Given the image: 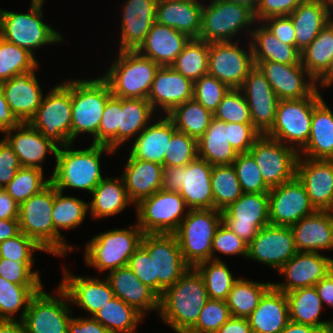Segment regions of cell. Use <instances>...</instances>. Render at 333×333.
<instances>
[{"label":"cell","instance_id":"obj_43","mask_svg":"<svg viewBox=\"0 0 333 333\" xmlns=\"http://www.w3.org/2000/svg\"><path fill=\"white\" fill-rule=\"evenodd\" d=\"M286 296L290 321L320 328L328 333L331 320H320L323 303L315 286L288 292Z\"/></svg>","mask_w":333,"mask_h":333},{"label":"cell","instance_id":"obj_45","mask_svg":"<svg viewBox=\"0 0 333 333\" xmlns=\"http://www.w3.org/2000/svg\"><path fill=\"white\" fill-rule=\"evenodd\" d=\"M154 109L147 99L122 98L120 111L119 147L138 136L155 117Z\"/></svg>","mask_w":333,"mask_h":333},{"label":"cell","instance_id":"obj_28","mask_svg":"<svg viewBox=\"0 0 333 333\" xmlns=\"http://www.w3.org/2000/svg\"><path fill=\"white\" fill-rule=\"evenodd\" d=\"M3 134V139L18 156L22 167L43 170L41 165L45 162L48 152L52 153L54 158L56 157L58 146L29 123H20Z\"/></svg>","mask_w":333,"mask_h":333},{"label":"cell","instance_id":"obj_33","mask_svg":"<svg viewBox=\"0 0 333 333\" xmlns=\"http://www.w3.org/2000/svg\"><path fill=\"white\" fill-rule=\"evenodd\" d=\"M190 39L174 28L155 22L137 51L159 66H171Z\"/></svg>","mask_w":333,"mask_h":333},{"label":"cell","instance_id":"obj_17","mask_svg":"<svg viewBox=\"0 0 333 333\" xmlns=\"http://www.w3.org/2000/svg\"><path fill=\"white\" fill-rule=\"evenodd\" d=\"M248 50L239 45V40L209 43L208 74L214 76L230 89H240L255 66L251 44Z\"/></svg>","mask_w":333,"mask_h":333},{"label":"cell","instance_id":"obj_20","mask_svg":"<svg viewBox=\"0 0 333 333\" xmlns=\"http://www.w3.org/2000/svg\"><path fill=\"white\" fill-rule=\"evenodd\" d=\"M333 271V258L318 252H297L277 272L285 282L272 285L285 294L300 288L313 287Z\"/></svg>","mask_w":333,"mask_h":333},{"label":"cell","instance_id":"obj_71","mask_svg":"<svg viewBox=\"0 0 333 333\" xmlns=\"http://www.w3.org/2000/svg\"><path fill=\"white\" fill-rule=\"evenodd\" d=\"M19 205L9 196V194L0 188V219H18Z\"/></svg>","mask_w":333,"mask_h":333},{"label":"cell","instance_id":"obj_54","mask_svg":"<svg viewBox=\"0 0 333 333\" xmlns=\"http://www.w3.org/2000/svg\"><path fill=\"white\" fill-rule=\"evenodd\" d=\"M50 182V178L46 179L44 177L43 170L21 167L17 170L12 181L5 186L4 190L20 205L34 194L39 193Z\"/></svg>","mask_w":333,"mask_h":333},{"label":"cell","instance_id":"obj_23","mask_svg":"<svg viewBox=\"0 0 333 333\" xmlns=\"http://www.w3.org/2000/svg\"><path fill=\"white\" fill-rule=\"evenodd\" d=\"M250 109L252 125L265 135L273 126L279 98L255 65L240 88Z\"/></svg>","mask_w":333,"mask_h":333},{"label":"cell","instance_id":"obj_69","mask_svg":"<svg viewBox=\"0 0 333 333\" xmlns=\"http://www.w3.org/2000/svg\"><path fill=\"white\" fill-rule=\"evenodd\" d=\"M109 331L97 320L88 317H72L68 324V333H108Z\"/></svg>","mask_w":333,"mask_h":333},{"label":"cell","instance_id":"obj_25","mask_svg":"<svg viewBox=\"0 0 333 333\" xmlns=\"http://www.w3.org/2000/svg\"><path fill=\"white\" fill-rule=\"evenodd\" d=\"M194 83L172 66H160L155 73L147 100L156 112L168 115L176 106L193 99ZM163 111L162 113L160 110Z\"/></svg>","mask_w":333,"mask_h":333},{"label":"cell","instance_id":"obj_78","mask_svg":"<svg viewBox=\"0 0 333 333\" xmlns=\"http://www.w3.org/2000/svg\"><path fill=\"white\" fill-rule=\"evenodd\" d=\"M224 1L235 2V3L246 5L253 12L255 11L256 7L258 6V4L260 2V0H224Z\"/></svg>","mask_w":333,"mask_h":333},{"label":"cell","instance_id":"obj_63","mask_svg":"<svg viewBox=\"0 0 333 333\" xmlns=\"http://www.w3.org/2000/svg\"><path fill=\"white\" fill-rule=\"evenodd\" d=\"M34 263H22L0 258V276L19 285H42L39 271H33Z\"/></svg>","mask_w":333,"mask_h":333},{"label":"cell","instance_id":"obj_44","mask_svg":"<svg viewBox=\"0 0 333 333\" xmlns=\"http://www.w3.org/2000/svg\"><path fill=\"white\" fill-rule=\"evenodd\" d=\"M112 333H136L144 316L118 297H113L92 316Z\"/></svg>","mask_w":333,"mask_h":333},{"label":"cell","instance_id":"obj_18","mask_svg":"<svg viewBox=\"0 0 333 333\" xmlns=\"http://www.w3.org/2000/svg\"><path fill=\"white\" fill-rule=\"evenodd\" d=\"M222 223L249 244L259 229L270 224L268 193H243L221 211Z\"/></svg>","mask_w":333,"mask_h":333},{"label":"cell","instance_id":"obj_4","mask_svg":"<svg viewBox=\"0 0 333 333\" xmlns=\"http://www.w3.org/2000/svg\"><path fill=\"white\" fill-rule=\"evenodd\" d=\"M112 96L102 78L71 79L72 125L71 143L80 134H91L98 144V131L107 100Z\"/></svg>","mask_w":333,"mask_h":333},{"label":"cell","instance_id":"obj_48","mask_svg":"<svg viewBox=\"0 0 333 333\" xmlns=\"http://www.w3.org/2000/svg\"><path fill=\"white\" fill-rule=\"evenodd\" d=\"M176 130L198 140L208 129L213 114L194 98L176 106L168 115Z\"/></svg>","mask_w":333,"mask_h":333},{"label":"cell","instance_id":"obj_55","mask_svg":"<svg viewBox=\"0 0 333 333\" xmlns=\"http://www.w3.org/2000/svg\"><path fill=\"white\" fill-rule=\"evenodd\" d=\"M213 117L225 123L252 124L250 109L241 89H229Z\"/></svg>","mask_w":333,"mask_h":333},{"label":"cell","instance_id":"obj_51","mask_svg":"<svg viewBox=\"0 0 333 333\" xmlns=\"http://www.w3.org/2000/svg\"><path fill=\"white\" fill-rule=\"evenodd\" d=\"M208 57L209 43L190 39L171 66L194 83L208 74Z\"/></svg>","mask_w":333,"mask_h":333},{"label":"cell","instance_id":"obj_14","mask_svg":"<svg viewBox=\"0 0 333 333\" xmlns=\"http://www.w3.org/2000/svg\"><path fill=\"white\" fill-rule=\"evenodd\" d=\"M140 246L154 259L155 292L159 296L191 268L174 234H144Z\"/></svg>","mask_w":333,"mask_h":333},{"label":"cell","instance_id":"obj_38","mask_svg":"<svg viewBox=\"0 0 333 333\" xmlns=\"http://www.w3.org/2000/svg\"><path fill=\"white\" fill-rule=\"evenodd\" d=\"M300 157L333 160V113L322 99L312 113L311 131Z\"/></svg>","mask_w":333,"mask_h":333},{"label":"cell","instance_id":"obj_75","mask_svg":"<svg viewBox=\"0 0 333 333\" xmlns=\"http://www.w3.org/2000/svg\"><path fill=\"white\" fill-rule=\"evenodd\" d=\"M280 333H326L323 329L289 321Z\"/></svg>","mask_w":333,"mask_h":333},{"label":"cell","instance_id":"obj_2","mask_svg":"<svg viewBox=\"0 0 333 333\" xmlns=\"http://www.w3.org/2000/svg\"><path fill=\"white\" fill-rule=\"evenodd\" d=\"M73 143L58 147L56 165L51 175L54 187L64 192L65 188L91 192L103 179L100 158L104 152L115 155V151L104 145L92 144L85 149H72ZM71 147V148H70Z\"/></svg>","mask_w":333,"mask_h":333},{"label":"cell","instance_id":"obj_15","mask_svg":"<svg viewBox=\"0 0 333 333\" xmlns=\"http://www.w3.org/2000/svg\"><path fill=\"white\" fill-rule=\"evenodd\" d=\"M259 167L265 184L271 189L296 176L298 152L278 140L261 135L248 152Z\"/></svg>","mask_w":333,"mask_h":333},{"label":"cell","instance_id":"obj_65","mask_svg":"<svg viewBox=\"0 0 333 333\" xmlns=\"http://www.w3.org/2000/svg\"><path fill=\"white\" fill-rule=\"evenodd\" d=\"M127 266L143 284L155 291L154 259L141 246L130 257Z\"/></svg>","mask_w":333,"mask_h":333},{"label":"cell","instance_id":"obj_16","mask_svg":"<svg viewBox=\"0 0 333 333\" xmlns=\"http://www.w3.org/2000/svg\"><path fill=\"white\" fill-rule=\"evenodd\" d=\"M54 185L50 182L39 193L19 205V228L35 240L46 253L54 255V223L52 220Z\"/></svg>","mask_w":333,"mask_h":333},{"label":"cell","instance_id":"obj_80","mask_svg":"<svg viewBox=\"0 0 333 333\" xmlns=\"http://www.w3.org/2000/svg\"><path fill=\"white\" fill-rule=\"evenodd\" d=\"M45 0H32L30 3L44 4Z\"/></svg>","mask_w":333,"mask_h":333},{"label":"cell","instance_id":"obj_31","mask_svg":"<svg viewBox=\"0 0 333 333\" xmlns=\"http://www.w3.org/2000/svg\"><path fill=\"white\" fill-rule=\"evenodd\" d=\"M298 252L333 250V216L329 211H315L291 227Z\"/></svg>","mask_w":333,"mask_h":333},{"label":"cell","instance_id":"obj_37","mask_svg":"<svg viewBox=\"0 0 333 333\" xmlns=\"http://www.w3.org/2000/svg\"><path fill=\"white\" fill-rule=\"evenodd\" d=\"M122 173L127 195L134 205L161 190L163 174L161 164L138 160L129 154Z\"/></svg>","mask_w":333,"mask_h":333},{"label":"cell","instance_id":"obj_29","mask_svg":"<svg viewBox=\"0 0 333 333\" xmlns=\"http://www.w3.org/2000/svg\"><path fill=\"white\" fill-rule=\"evenodd\" d=\"M63 273L59 286L68 294L71 304L89 312L91 317L115 297L106 278L75 276L66 267Z\"/></svg>","mask_w":333,"mask_h":333},{"label":"cell","instance_id":"obj_24","mask_svg":"<svg viewBox=\"0 0 333 333\" xmlns=\"http://www.w3.org/2000/svg\"><path fill=\"white\" fill-rule=\"evenodd\" d=\"M296 176L315 210L329 211L333 204V160L298 156Z\"/></svg>","mask_w":333,"mask_h":333},{"label":"cell","instance_id":"obj_50","mask_svg":"<svg viewBox=\"0 0 333 333\" xmlns=\"http://www.w3.org/2000/svg\"><path fill=\"white\" fill-rule=\"evenodd\" d=\"M213 208L223 211L243 194L232 164L213 165L211 176Z\"/></svg>","mask_w":333,"mask_h":333},{"label":"cell","instance_id":"obj_11","mask_svg":"<svg viewBox=\"0 0 333 333\" xmlns=\"http://www.w3.org/2000/svg\"><path fill=\"white\" fill-rule=\"evenodd\" d=\"M320 93L316 89L303 99L280 100L273 126L265 135L299 152L309 140L313 108L323 99Z\"/></svg>","mask_w":333,"mask_h":333},{"label":"cell","instance_id":"obj_56","mask_svg":"<svg viewBox=\"0 0 333 333\" xmlns=\"http://www.w3.org/2000/svg\"><path fill=\"white\" fill-rule=\"evenodd\" d=\"M120 111L122 98L111 96L106 103L98 131V145L117 151L119 148Z\"/></svg>","mask_w":333,"mask_h":333},{"label":"cell","instance_id":"obj_1","mask_svg":"<svg viewBox=\"0 0 333 333\" xmlns=\"http://www.w3.org/2000/svg\"><path fill=\"white\" fill-rule=\"evenodd\" d=\"M208 300L203 278L191 267L160 296L158 317L174 332L187 333L195 325Z\"/></svg>","mask_w":333,"mask_h":333},{"label":"cell","instance_id":"obj_61","mask_svg":"<svg viewBox=\"0 0 333 333\" xmlns=\"http://www.w3.org/2000/svg\"><path fill=\"white\" fill-rule=\"evenodd\" d=\"M46 252L35 240L20 232L15 237L0 242V258L15 262L34 263V252Z\"/></svg>","mask_w":333,"mask_h":333},{"label":"cell","instance_id":"obj_35","mask_svg":"<svg viewBox=\"0 0 333 333\" xmlns=\"http://www.w3.org/2000/svg\"><path fill=\"white\" fill-rule=\"evenodd\" d=\"M163 116L152 121L134 138L129 151L133 158L164 166L165 153L176 128L167 115Z\"/></svg>","mask_w":333,"mask_h":333},{"label":"cell","instance_id":"obj_12","mask_svg":"<svg viewBox=\"0 0 333 333\" xmlns=\"http://www.w3.org/2000/svg\"><path fill=\"white\" fill-rule=\"evenodd\" d=\"M135 207L136 223L144 234H173L189 210L178 192L162 189Z\"/></svg>","mask_w":333,"mask_h":333},{"label":"cell","instance_id":"obj_70","mask_svg":"<svg viewBox=\"0 0 333 333\" xmlns=\"http://www.w3.org/2000/svg\"><path fill=\"white\" fill-rule=\"evenodd\" d=\"M19 124L20 122L9 108L4 92L0 87V132L4 133L8 129L17 127Z\"/></svg>","mask_w":333,"mask_h":333},{"label":"cell","instance_id":"obj_6","mask_svg":"<svg viewBox=\"0 0 333 333\" xmlns=\"http://www.w3.org/2000/svg\"><path fill=\"white\" fill-rule=\"evenodd\" d=\"M144 233L135 223L129 228H116L94 235L87 243L84 259L98 271H113L128 265L140 247Z\"/></svg>","mask_w":333,"mask_h":333},{"label":"cell","instance_id":"obj_13","mask_svg":"<svg viewBox=\"0 0 333 333\" xmlns=\"http://www.w3.org/2000/svg\"><path fill=\"white\" fill-rule=\"evenodd\" d=\"M56 292L51 295L42 288L31 299L21 320L26 333H68V324L72 318L71 302L60 286Z\"/></svg>","mask_w":333,"mask_h":333},{"label":"cell","instance_id":"obj_40","mask_svg":"<svg viewBox=\"0 0 333 333\" xmlns=\"http://www.w3.org/2000/svg\"><path fill=\"white\" fill-rule=\"evenodd\" d=\"M92 201L88 202L90 215L102 219L118 215L130 204L124 180L120 177H104L91 192Z\"/></svg>","mask_w":333,"mask_h":333},{"label":"cell","instance_id":"obj_5","mask_svg":"<svg viewBox=\"0 0 333 333\" xmlns=\"http://www.w3.org/2000/svg\"><path fill=\"white\" fill-rule=\"evenodd\" d=\"M42 7L43 4L31 3L27 13L0 9V37L34 56L45 45L62 43L63 35L43 21Z\"/></svg>","mask_w":333,"mask_h":333},{"label":"cell","instance_id":"obj_47","mask_svg":"<svg viewBox=\"0 0 333 333\" xmlns=\"http://www.w3.org/2000/svg\"><path fill=\"white\" fill-rule=\"evenodd\" d=\"M333 58V19L301 52V64L317 80Z\"/></svg>","mask_w":333,"mask_h":333},{"label":"cell","instance_id":"obj_36","mask_svg":"<svg viewBox=\"0 0 333 333\" xmlns=\"http://www.w3.org/2000/svg\"><path fill=\"white\" fill-rule=\"evenodd\" d=\"M247 319L252 333H280L290 321L286 294L272 285Z\"/></svg>","mask_w":333,"mask_h":333},{"label":"cell","instance_id":"obj_74","mask_svg":"<svg viewBox=\"0 0 333 333\" xmlns=\"http://www.w3.org/2000/svg\"><path fill=\"white\" fill-rule=\"evenodd\" d=\"M20 233L18 219H0V242L15 237Z\"/></svg>","mask_w":333,"mask_h":333},{"label":"cell","instance_id":"obj_3","mask_svg":"<svg viewBox=\"0 0 333 333\" xmlns=\"http://www.w3.org/2000/svg\"><path fill=\"white\" fill-rule=\"evenodd\" d=\"M159 65L138 51H119L101 77L117 98L147 99Z\"/></svg>","mask_w":333,"mask_h":333},{"label":"cell","instance_id":"obj_8","mask_svg":"<svg viewBox=\"0 0 333 333\" xmlns=\"http://www.w3.org/2000/svg\"><path fill=\"white\" fill-rule=\"evenodd\" d=\"M221 223L220 210H188L173 234L177 238L185 262L190 267L212 260L213 238Z\"/></svg>","mask_w":333,"mask_h":333},{"label":"cell","instance_id":"obj_57","mask_svg":"<svg viewBox=\"0 0 333 333\" xmlns=\"http://www.w3.org/2000/svg\"><path fill=\"white\" fill-rule=\"evenodd\" d=\"M243 193H268L270 188L265 184L254 158L247 153H238L232 163Z\"/></svg>","mask_w":333,"mask_h":333},{"label":"cell","instance_id":"obj_30","mask_svg":"<svg viewBox=\"0 0 333 333\" xmlns=\"http://www.w3.org/2000/svg\"><path fill=\"white\" fill-rule=\"evenodd\" d=\"M106 277L115 297L134 307L143 316L149 311L160 310V296L143 284L128 267H120L108 272Z\"/></svg>","mask_w":333,"mask_h":333},{"label":"cell","instance_id":"obj_76","mask_svg":"<svg viewBox=\"0 0 333 333\" xmlns=\"http://www.w3.org/2000/svg\"><path fill=\"white\" fill-rule=\"evenodd\" d=\"M0 333H26V329L18 319L0 320Z\"/></svg>","mask_w":333,"mask_h":333},{"label":"cell","instance_id":"obj_77","mask_svg":"<svg viewBox=\"0 0 333 333\" xmlns=\"http://www.w3.org/2000/svg\"><path fill=\"white\" fill-rule=\"evenodd\" d=\"M332 83H333V58L330 61V64H329L328 68L326 69V71L316 80V88L320 92L321 87L329 88V86ZM319 85H321V86H319Z\"/></svg>","mask_w":333,"mask_h":333},{"label":"cell","instance_id":"obj_32","mask_svg":"<svg viewBox=\"0 0 333 333\" xmlns=\"http://www.w3.org/2000/svg\"><path fill=\"white\" fill-rule=\"evenodd\" d=\"M89 211L88 203L75 196H65L62 191L54 187V202L52 220L54 223V255H67L74 250L67 243L60 229L72 230L77 228L85 220Z\"/></svg>","mask_w":333,"mask_h":333},{"label":"cell","instance_id":"obj_60","mask_svg":"<svg viewBox=\"0 0 333 333\" xmlns=\"http://www.w3.org/2000/svg\"><path fill=\"white\" fill-rule=\"evenodd\" d=\"M229 89L214 76L206 74L194 82L193 98L214 114Z\"/></svg>","mask_w":333,"mask_h":333},{"label":"cell","instance_id":"obj_64","mask_svg":"<svg viewBox=\"0 0 333 333\" xmlns=\"http://www.w3.org/2000/svg\"><path fill=\"white\" fill-rule=\"evenodd\" d=\"M228 142L237 153H247L262 135L252 124L227 123Z\"/></svg>","mask_w":333,"mask_h":333},{"label":"cell","instance_id":"obj_34","mask_svg":"<svg viewBox=\"0 0 333 333\" xmlns=\"http://www.w3.org/2000/svg\"><path fill=\"white\" fill-rule=\"evenodd\" d=\"M202 6L200 0H158L156 22L198 39Z\"/></svg>","mask_w":333,"mask_h":333},{"label":"cell","instance_id":"obj_27","mask_svg":"<svg viewBox=\"0 0 333 333\" xmlns=\"http://www.w3.org/2000/svg\"><path fill=\"white\" fill-rule=\"evenodd\" d=\"M18 74L2 81L0 87L13 115L20 123H29L37 112L43 98V92L35 71Z\"/></svg>","mask_w":333,"mask_h":333},{"label":"cell","instance_id":"obj_19","mask_svg":"<svg viewBox=\"0 0 333 333\" xmlns=\"http://www.w3.org/2000/svg\"><path fill=\"white\" fill-rule=\"evenodd\" d=\"M268 195L270 225L291 227L316 211L310 203L305 186L297 176L271 188Z\"/></svg>","mask_w":333,"mask_h":333},{"label":"cell","instance_id":"obj_22","mask_svg":"<svg viewBox=\"0 0 333 333\" xmlns=\"http://www.w3.org/2000/svg\"><path fill=\"white\" fill-rule=\"evenodd\" d=\"M271 85L279 100H299L310 96L316 80L302 64L260 61L256 64Z\"/></svg>","mask_w":333,"mask_h":333},{"label":"cell","instance_id":"obj_67","mask_svg":"<svg viewBox=\"0 0 333 333\" xmlns=\"http://www.w3.org/2000/svg\"><path fill=\"white\" fill-rule=\"evenodd\" d=\"M21 167L18 156L2 138L0 140V188H5Z\"/></svg>","mask_w":333,"mask_h":333},{"label":"cell","instance_id":"obj_39","mask_svg":"<svg viewBox=\"0 0 333 333\" xmlns=\"http://www.w3.org/2000/svg\"><path fill=\"white\" fill-rule=\"evenodd\" d=\"M295 29V46L302 52L333 19L322 0H304L288 16Z\"/></svg>","mask_w":333,"mask_h":333},{"label":"cell","instance_id":"obj_72","mask_svg":"<svg viewBox=\"0 0 333 333\" xmlns=\"http://www.w3.org/2000/svg\"><path fill=\"white\" fill-rule=\"evenodd\" d=\"M323 304L333 308V271L315 285Z\"/></svg>","mask_w":333,"mask_h":333},{"label":"cell","instance_id":"obj_59","mask_svg":"<svg viewBox=\"0 0 333 333\" xmlns=\"http://www.w3.org/2000/svg\"><path fill=\"white\" fill-rule=\"evenodd\" d=\"M230 317L226 301L209 299L201 309L195 325L187 333H216Z\"/></svg>","mask_w":333,"mask_h":333},{"label":"cell","instance_id":"obj_53","mask_svg":"<svg viewBox=\"0 0 333 333\" xmlns=\"http://www.w3.org/2000/svg\"><path fill=\"white\" fill-rule=\"evenodd\" d=\"M38 60L28 50L0 37V80L5 81L34 70Z\"/></svg>","mask_w":333,"mask_h":333},{"label":"cell","instance_id":"obj_49","mask_svg":"<svg viewBox=\"0 0 333 333\" xmlns=\"http://www.w3.org/2000/svg\"><path fill=\"white\" fill-rule=\"evenodd\" d=\"M42 288L43 285L13 284L0 276V320H16V313L22 309L21 321L31 299Z\"/></svg>","mask_w":333,"mask_h":333},{"label":"cell","instance_id":"obj_68","mask_svg":"<svg viewBox=\"0 0 333 333\" xmlns=\"http://www.w3.org/2000/svg\"><path fill=\"white\" fill-rule=\"evenodd\" d=\"M261 23L281 42L295 46V29L288 16L270 17Z\"/></svg>","mask_w":333,"mask_h":333},{"label":"cell","instance_id":"obj_52","mask_svg":"<svg viewBox=\"0 0 333 333\" xmlns=\"http://www.w3.org/2000/svg\"><path fill=\"white\" fill-rule=\"evenodd\" d=\"M204 280L209 299L226 301L239 278H234L224 261L207 260L194 267Z\"/></svg>","mask_w":333,"mask_h":333},{"label":"cell","instance_id":"obj_58","mask_svg":"<svg viewBox=\"0 0 333 333\" xmlns=\"http://www.w3.org/2000/svg\"><path fill=\"white\" fill-rule=\"evenodd\" d=\"M198 157L197 140L186 133L176 130L167 147L164 166H186Z\"/></svg>","mask_w":333,"mask_h":333},{"label":"cell","instance_id":"obj_41","mask_svg":"<svg viewBox=\"0 0 333 333\" xmlns=\"http://www.w3.org/2000/svg\"><path fill=\"white\" fill-rule=\"evenodd\" d=\"M257 24L249 37L254 65L260 61L301 64V52L296 46L281 42L261 22Z\"/></svg>","mask_w":333,"mask_h":333},{"label":"cell","instance_id":"obj_62","mask_svg":"<svg viewBox=\"0 0 333 333\" xmlns=\"http://www.w3.org/2000/svg\"><path fill=\"white\" fill-rule=\"evenodd\" d=\"M219 252L224 255H241L247 258L248 244L240 239L234 232L221 223L216 229L212 243V260L222 261L214 253Z\"/></svg>","mask_w":333,"mask_h":333},{"label":"cell","instance_id":"obj_10","mask_svg":"<svg viewBox=\"0 0 333 333\" xmlns=\"http://www.w3.org/2000/svg\"><path fill=\"white\" fill-rule=\"evenodd\" d=\"M206 6V7H205ZM256 24L254 12L246 5L224 0H210L202 6L199 40L207 43L233 41L242 31L251 35ZM246 30L248 31H245ZM243 29V30H242ZM250 30V31H249Z\"/></svg>","mask_w":333,"mask_h":333},{"label":"cell","instance_id":"obj_73","mask_svg":"<svg viewBox=\"0 0 333 333\" xmlns=\"http://www.w3.org/2000/svg\"><path fill=\"white\" fill-rule=\"evenodd\" d=\"M216 333H252L247 318L230 317Z\"/></svg>","mask_w":333,"mask_h":333},{"label":"cell","instance_id":"obj_66","mask_svg":"<svg viewBox=\"0 0 333 333\" xmlns=\"http://www.w3.org/2000/svg\"><path fill=\"white\" fill-rule=\"evenodd\" d=\"M304 0H260L254 11L257 23L270 17L289 16Z\"/></svg>","mask_w":333,"mask_h":333},{"label":"cell","instance_id":"obj_46","mask_svg":"<svg viewBox=\"0 0 333 333\" xmlns=\"http://www.w3.org/2000/svg\"><path fill=\"white\" fill-rule=\"evenodd\" d=\"M273 282H255L247 278H239L229 292L226 300L231 317L247 318L259 305L264 293Z\"/></svg>","mask_w":333,"mask_h":333},{"label":"cell","instance_id":"obj_42","mask_svg":"<svg viewBox=\"0 0 333 333\" xmlns=\"http://www.w3.org/2000/svg\"><path fill=\"white\" fill-rule=\"evenodd\" d=\"M198 157L211 165L232 164L238 153L228 142V128L224 121L212 118L208 129L197 140Z\"/></svg>","mask_w":333,"mask_h":333},{"label":"cell","instance_id":"obj_26","mask_svg":"<svg viewBox=\"0 0 333 333\" xmlns=\"http://www.w3.org/2000/svg\"><path fill=\"white\" fill-rule=\"evenodd\" d=\"M158 0H126L122 6L118 51H137L156 22Z\"/></svg>","mask_w":333,"mask_h":333},{"label":"cell","instance_id":"obj_79","mask_svg":"<svg viewBox=\"0 0 333 333\" xmlns=\"http://www.w3.org/2000/svg\"><path fill=\"white\" fill-rule=\"evenodd\" d=\"M322 3L326 7V10L328 11L329 15L333 17V0H322Z\"/></svg>","mask_w":333,"mask_h":333},{"label":"cell","instance_id":"obj_21","mask_svg":"<svg viewBox=\"0 0 333 333\" xmlns=\"http://www.w3.org/2000/svg\"><path fill=\"white\" fill-rule=\"evenodd\" d=\"M297 252L291 228L269 224L259 229L256 237L248 244L247 259L278 271Z\"/></svg>","mask_w":333,"mask_h":333},{"label":"cell","instance_id":"obj_7","mask_svg":"<svg viewBox=\"0 0 333 333\" xmlns=\"http://www.w3.org/2000/svg\"><path fill=\"white\" fill-rule=\"evenodd\" d=\"M212 167L199 157L186 166H163L161 189L178 192L189 210L213 209Z\"/></svg>","mask_w":333,"mask_h":333},{"label":"cell","instance_id":"obj_9","mask_svg":"<svg viewBox=\"0 0 333 333\" xmlns=\"http://www.w3.org/2000/svg\"><path fill=\"white\" fill-rule=\"evenodd\" d=\"M29 124L58 147L71 143V79L55 85L43 96Z\"/></svg>","mask_w":333,"mask_h":333}]
</instances>
